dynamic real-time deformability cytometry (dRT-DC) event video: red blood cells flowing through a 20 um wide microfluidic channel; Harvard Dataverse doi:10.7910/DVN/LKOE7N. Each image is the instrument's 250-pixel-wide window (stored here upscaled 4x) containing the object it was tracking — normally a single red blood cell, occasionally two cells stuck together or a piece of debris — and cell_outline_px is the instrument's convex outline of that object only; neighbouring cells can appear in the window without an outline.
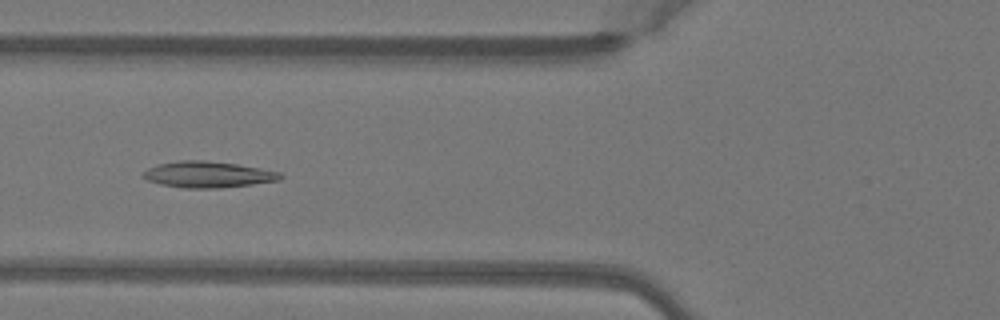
{"species": "Egyptian fruit bat (a non-hibernating species)", "species_latin": "Rousettus aegyptiacus", "temperature_condition": "warm", "stored_images_in_passage": 37, "camera_frame_rate_fps": 3000, "um_per_image_px": 0.085, "animal": {"sex": "female"}, "frame": {"image": 1, "passage_image": 6, "time_ms": 1.667, "image_size_px": [1000, 320], "cell_outline_px": [[284, 176], [280, 180], [252, 184], [220, 188], [184, 188], [160, 184], [148, 180], [140, 176], [148, 168], [160, 164], [180, 160], [204, 160], [236, 164], [280, 172]], "centroid_in_image_um": [17.67, 14.84], "position_along_channel_um": 108.1, "area_um2": 20.81}}
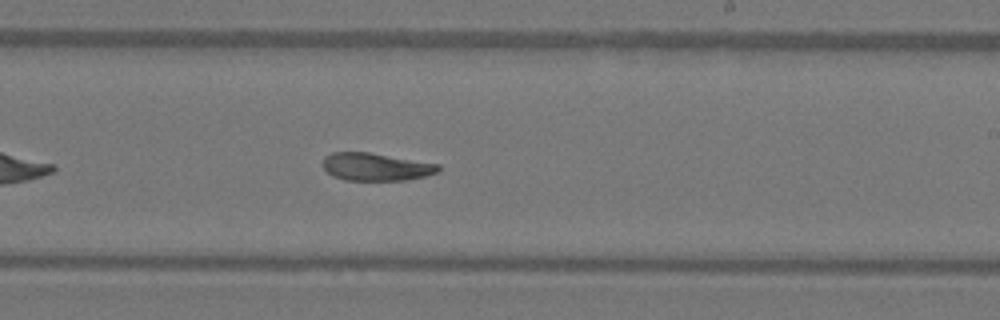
{"frame": {"image": 2, "passage_image": 17, "time_ms": 5.333, "image_size_px": [1000, 320], "cell_outline_px": [[440, 172], [408, 180], [344, 180], [332, 176], [320, 164], [324, 156], [332, 152], [368, 152], [440, 164]], "centroid_in_image_um": [31.93, 14.18], "position_along_channel_um": 257.1, "area_um2": 18.84}}
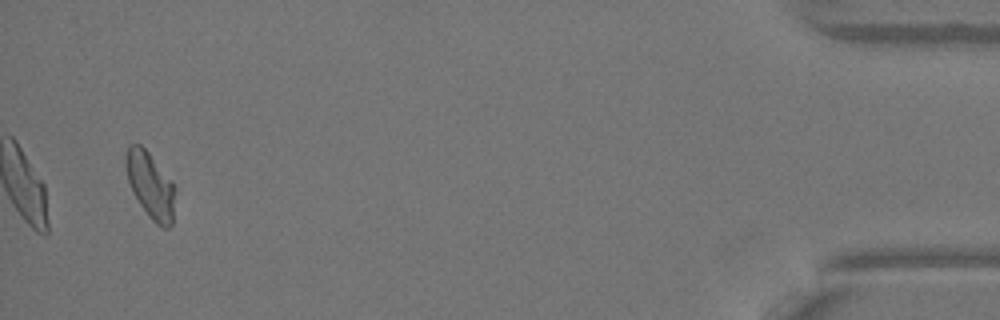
{"frame": {"image": 3, "passage_image": 35, "time_ms": 11.333, "image_size_px": [1000, 320], "cell_outline_px": [[176, 188], [172, 224], [168, 228], [164, 228], [156, 224], [148, 216], [132, 192], [128, 180], [128, 144], [140, 144], [148, 152]], "centroid_in_image_um": [12.83, 15.82], "position_along_channel_um": 422.4, "area_um2": 18.38}, "authors_computed_cell_mechanics": {"area_um2": 19.4786, "velocity_mm_per_s": 4.0625, "shape_relaxation_time_tau1_ms": 10.6367, "shape_relaxation_time_tau2_ms": 4.0355, "deformation_change_tau1": 0.2595, "deformation_change_tau2": 0.103}}